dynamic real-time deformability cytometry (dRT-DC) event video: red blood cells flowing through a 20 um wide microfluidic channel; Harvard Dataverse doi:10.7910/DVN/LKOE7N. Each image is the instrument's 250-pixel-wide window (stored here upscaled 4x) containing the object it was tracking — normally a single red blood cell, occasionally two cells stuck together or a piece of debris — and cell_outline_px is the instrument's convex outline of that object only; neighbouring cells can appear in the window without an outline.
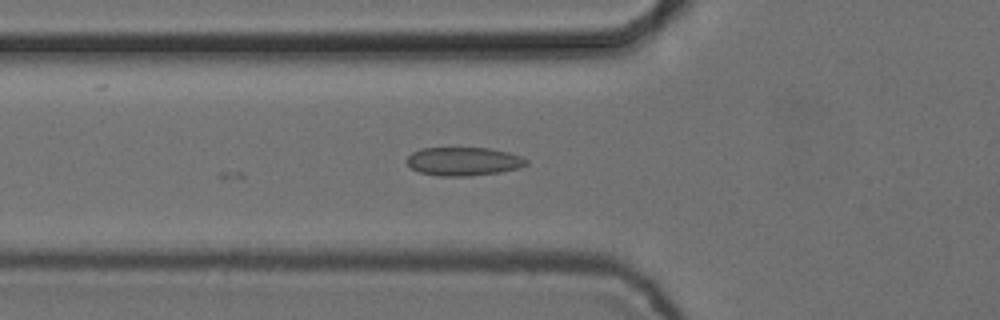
{"species": "common noctule bat (a hibernating species)", "species_latin": "Nyctalus noctula", "temperature_condition": "cold", "stored_images_in_passage": 6, "camera_frame_rate_fps": 3000, "um_per_image_px": 0.085, "animal": {"sex": "female", "body_mass_g": 24.6, "forearm_length_mm": 56.2}, "frame": {"image": 1, "passage_image": 6, "time_ms": 1.667, "image_size_px": [1000, 320], "cell_outline_px": [[528, 164], [520, 168], [500, 172], [468, 176], [436, 176], [420, 172], [412, 168], [408, 164], [408, 156], [412, 152], [424, 148], [488, 148], [508, 152], [524, 156], [528, 160]], "centroid_in_image_um": [39.45, 13.72], "position_along_channel_um": 86.3, "area_um2": 19.88}}